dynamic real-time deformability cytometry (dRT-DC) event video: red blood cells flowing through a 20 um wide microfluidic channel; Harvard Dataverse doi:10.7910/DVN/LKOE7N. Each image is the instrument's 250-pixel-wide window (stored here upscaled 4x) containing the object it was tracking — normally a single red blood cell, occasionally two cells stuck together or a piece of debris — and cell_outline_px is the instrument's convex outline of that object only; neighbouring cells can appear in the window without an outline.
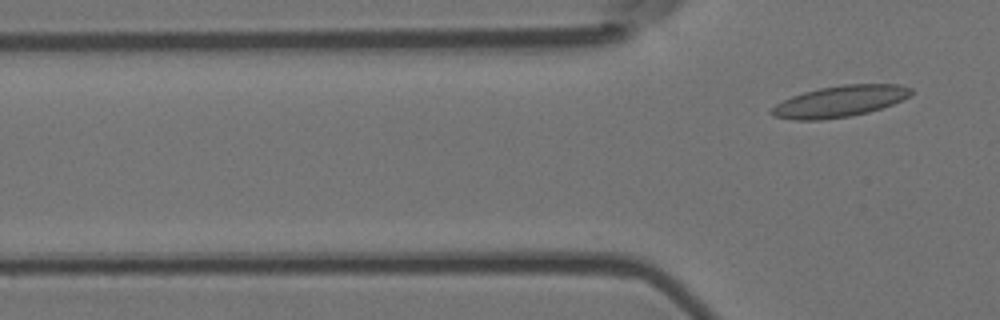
{"species": "Egyptian fruit bat (a non-hibernating species)", "species_latin": "Rousettus aegyptiacus", "temperature_condition": "room temperature", "stored_images_in_passage": 6, "segment_of_instrument_passage": [2, 2], "camera_frame_rate_fps": 3000, "um_per_image_px": 0.085, "animal": {"sex": "female"}, "frame": {"image": 1, "passage_image": 6, "time_ms": 1.667, "image_size_px": [1000, 320], "cell_outline_px": [[912, 92], [908, 96], [892, 104], [868, 112], [848, 116], [820, 120], [796, 120], [772, 116], [768, 112], [776, 104], [792, 96], [804, 92], [820, 88], [844, 84], [900, 84], [912, 88]], "centroid_in_image_um": [71.36, 8.61], "position_along_channel_um": 54.4, "area_um2": 25.2}}